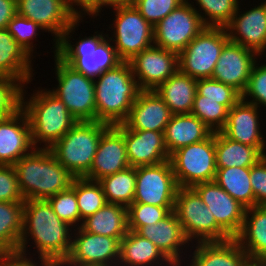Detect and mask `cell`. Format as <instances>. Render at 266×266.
Listing matches in <instances>:
<instances>
[{
    "mask_svg": "<svg viewBox=\"0 0 266 266\" xmlns=\"http://www.w3.org/2000/svg\"><path fill=\"white\" fill-rule=\"evenodd\" d=\"M73 230L54 213L47 200H25L23 229L17 252L31 256L29 250L32 246L36 256L49 260L54 266H61L71 251ZM30 240L34 245L30 244Z\"/></svg>",
    "mask_w": 266,
    "mask_h": 266,
    "instance_id": "cell-1",
    "label": "cell"
},
{
    "mask_svg": "<svg viewBox=\"0 0 266 266\" xmlns=\"http://www.w3.org/2000/svg\"><path fill=\"white\" fill-rule=\"evenodd\" d=\"M27 85L23 91L22 109L30 124L33 146L49 149L78 121L70 114L63 101L50 89L39 87L34 89L33 94L27 95Z\"/></svg>",
    "mask_w": 266,
    "mask_h": 266,
    "instance_id": "cell-2",
    "label": "cell"
},
{
    "mask_svg": "<svg viewBox=\"0 0 266 266\" xmlns=\"http://www.w3.org/2000/svg\"><path fill=\"white\" fill-rule=\"evenodd\" d=\"M83 19H77L64 32L57 42V55L76 71L86 77L96 79L104 71L115 68L122 60L104 30L95 31L93 35L80 37L78 41L73 34ZM72 36V37H71ZM71 38L76 42H72Z\"/></svg>",
    "mask_w": 266,
    "mask_h": 266,
    "instance_id": "cell-3",
    "label": "cell"
},
{
    "mask_svg": "<svg viewBox=\"0 0 266 266\" xmlns=\"http://www.w3.org/2000/svg\"><path fill=\"white\" fill-rule=\"evenodd\" d=\"M13 166L25 200H47L68 189L75 178L44 148H35Z\"/></svg>",
    "mask_w": 266,
    "mask_h": 266,
    "instance_id": "cell-4",
    "label": "cell"
},
{
    "mask_svg": "<svg viewBox=\"0 0 266 266\" xmlns=\"http://www.w3.org/2000/svg\"><path fill=\"white\" fill-rule=\"evenodd\" d=\"M96 121L109 125L123 123L142 91L129 61L104 71L94 79Z\"/></svg>",
    "mask_w": 266,
    "mask_h": 266,
    "instance_id": "cell-5",
    "label": "cell"
},
{
    "mask_svg": "<svg viewBox=\"0 0 266 266\" xmlns=\"http://www.w3.org/2000/svg\"><path fill=\"white\" fill-rule=\"evenodd\" d=\"M109 126L99 121H78L49 150L75 178H84L90 172L102 133Z\"/></svg>",
    "mask_w": 266,
    "mask_h": 266,
    "instance_id": "cell-6",
    "label": "cell"
},
{
    "mask_svg": "<svg viewBox=\"0 0 266 266\" xmlns=\"http://www.w3.org/2000/svg\"><path fill=\"white\" fill-rule=\"evenodd\" d=\"M54 53L55 76L58 82L50 91L66 105L77 121H96L94 79L86 77Z\"/></svg>",
    "mask_w": 266,
    "mask_h": 266,
    "instance_id": "cell-7",
    "label": "cell"
},
{
    "mask_svg": "<svg viewBox=\"0 0 266 266\" xmlns=\"http://www.w3.org/2000/svg\"><path fill=\"white\" fill-rule=\"evenodd\" d=\"M173 211L191 244L231 239L216 223L213 213L192 187H178Z\"/></svg>",
    "mask_w": 266,
    "mask_h": 266,
    "instance_id": "cell-8",
    "label": "cell"
},
{
    "mask_svg": "<svg viewBox=\"0 0 266 266\" xmlns=\"http://www.w3.org/2000/svg\"><path fill=\"white\" fill-rule=\"evenodd\" d=\"M111 11L116 17L106 32L122 61H129L136 54L154 45V26L147 22L131 3L117 6ZM108 31H112L111 35Z\"/></svg>",
    "mask_w": 266,
    "mask_h": 266,
    "instance_id": "cell-9",
    "label": "cell"
},
{
    "mask_svg": "<svg viewBox=\"0 0 266 266\" xmlns=\"http://www.w3.org/2000/svg\"><path fill=\"white\" fill-rule=\"evenodd\" d=\"M178 187H193L216 177L215 132L207 139L181 147L170 155Z\"/></svg>",
    "mask_w": 266,
    "mask_h": 266,
    "instance_id": "cell-10",
    "label": "cell"
},
{
    "mask_svg": "<svg viewBox=\"0 0 266 266\" xmlns=\"http://www.w3.org/2000/svg\"><path fill=\"white\" fill-rule=\"evenodd\" d=\"M229 41L224 27H205L178 54L179 71L195 79L212 78L224 45Z\"/></svg>",
    "mask_w": 266,
    "mask_h": 266,
    "instance_id": "cell-11",
    "label": "cell"
},
{
    "mask_svg": "<svg viewBox=\"0 0 266 266\" xmlns=\"http://www.w3.org/2000/svg\"><path fill=\"white\" fill-rule=\"evenodd\" d=\"M205 27L193 5L185 0L154 26V46L179 54Z\"/></svg>",
    "mask_w": 266,
    "mask_h": 266,
    "instance_id": "cell-12",
    "label": "cell"
},
{
    "mask_svg": "<svg viewBox=\"0 0 266 266\" xmlns=\"http://www.w3.org/2000/svg\"><path fill=\"white\" fill-rule=\"evenodd\" d=\"M178 185L170 160L136 167L133 203L174 207Z\"/></svg>",
    "mask_w": 266,
    "mask_h": 266,
    "instance_id": "cell-13",
    "label": "cell"
},
{
    "mask_svg": "<svg viewBox=\"0 0 266 266\" xmlns=\"http://www.w3.org/2000/svg\"><path fill=\"white\" fill-rule=\"evenodd\" d=\"M121 239L75 228L71 251L61 266H118Z\"/></svg>",
    "mask_w": 266,
    "mask_h": 266,
    "instance_id": "cell-14",
    "label": "cell"
},
{
    "mask_svg": "<svg viewBox=\"0 0 266 266\" xmlns=\"http://www.w3.org/2000/svg\"><path fill=\"white\" fill-rule=\"evenodd\" d=\"M17 14L34 21L53 37L54 50L68 27L78 18L68 0H16ZM55 42V43H54Z\"/></svg>",
    "mask_w": 266,
    "mask_h": 266,
    "instance_id": "cell-15",
    "label": "cell"
},
{
    "mask_svg": "<svg viewBox=\"0 0 266 266\" xmlns=\"http://www.w3.org/2000/svg\"><path fill=\"white\" fill-rule=\"evenodd\" d=\"M129 63L141 90H155L179 70L178 53L154 45Z\"/></svg>",
    "mask_w": 266,
    "mask_h": 266,
    "instance_id": "cell-16",
    "label": "cell"
},
{
    "mask_svg": "<svg viewBox=\"0 0 266 266\" xmlns=\"http://www.w3.org/2000/svg\"><path fill=\"white\" fill-rule=\"evenodd\" d=\"M241 2L231 22L225 27L229 41L255 52L260 58L266 52V0L253 8L240 11Z\"/></svg>",
    "mask_w": 266,
    "mask_h": 266,
    "instance_id": "cell-17",
    "label": "cell"
},
{
    "mask_svg": "<svg viewBox=\"0 0 266 266\" xmlns=\"http://www.w3.org/2000/svg\"><path fill=\"white\" fill-rule=\"evenodd\" d=\"M192 188L213 213L216 223L231 238H235L242 229L246 208L215 181L198 183Z\"/></svg>",
    "mask_w": 266,
    "mask_h": 266,
    "instance_id": "cell-18",
    "label": "cell"
},
{
    "mask_svg": "<svg viewBox=\"0 0 266 266\" xmlns=\"http://www.w3.org/2000/svg\"><path fill=\"white\" fill-rule=\"evenodd\" d=\"M136 233L155 244L174 266L185 263L191 244L174 211L155 224L140 227Z\"/></svg>",
    "mask_w": 266,
    "mask_h": 266,
    "instance_id": "cell-19",
    "label": "cell"
},
{
    "mask_svg": "<svg viewBox=\"0 0 266 266\" xmlns=\"http://www.w3.org/2000/svg\"><path fill=\"white\" fill-rule=\"evenodd\" d=\"M130 167L124 141V124L110 125L101 136L90 172L84 177L93 181Z\"/></svg>",
    "mask_w": 266,
    "mask_h": 266,
    "instance_id": "cell-20",
    "label": "cell"
},
{
    "mask_svg": "<svg viewBox=\"0 0 266 266\" xmlns=\"http://www.w3.org/2000/svg\"><path fill=\"white\" fill-rule=\"evenodd\" d=\"M258 58L261 59L255 52L228 41L221 50L212 79L230 85L242 94Z\"/></svg>",
    "mask_w": 266,
    "mask_h": 266,
    "instance_id": "cell-21",
    "label": "cell"
},
{
    "mask_svg": "<svg viewBox=\"0 0 266 266\" xmlns=\"http://www.w3.org/2000/svg\"><path fill=\"white\" fill-rule=\"evenodd\" d=\"M260 108L240 99L228 110L227 122L221 132L231 140L258 148L266 155V141L262 134ZM261 127V128H260Z\"/></svg>",
    "mask_w": 266,
    "mask_h": 266,
    "instance_id": "cell-22",
    "label": "cell"
},
{
    "mask_svg": "<svg viewBox=\"0 0 266 266\" xmlns=\"http://www.w3.org/2000/svg\"><path fill=\"white\" fill-rule=\"evenodd\" d=\"M34 149L30 124L23 109L0 119V165L13 166Z\"/></svg>",
    "mask_w": 266,
    "mask_h": 266,
    "instance_id": "cell-23",
    "label": "cell"
},
{
    "mask_svg": "<svg viewBox=\"0 0 266 266\" xmlns=\"http://www.w3.org/2000/svg\"><path fill=\"white\" fill-rule=\"evenodd\" d=\"M172 113L154 90H142L123 124L132 130L164 132Z\"/></svg>",
    "mask_w": 266,
    "mask_h": 266,
    "instance_id": "cell-24",
    "label": "cell"
},
{
    "mask_svg": "<svg viewBox=\"0 0 266 266\" xmlns=\"http://www.w3.org/2000/svg\"><path fill=\"white\" fill-rule=\"evenodd\" d=\"M124 141L130 167L155 165L170 160L164 132L132 130L124 125Z\"/></svg>",
    "mask_w": 266,
    "mask_h": 266,
    "instance_id": "cell-25",
    "label": "cell"
},
{
    "mask_svg": "<svg viewBox=\"0 0 266 266\" xmlns=\"http://www.w3.org/2000/svg\"><path fill=\"white\" fill-rule=\"evenodd\" d=\"M192 245L184 266H244L247 258V254L235 238L221 242H200Z\"/></svg>",
    "mask_w": 266,
    "mask_h": 266,
    "instance_id": "cell-26",
    "label": "cell"
},
{
    "mask_svg": "<svg viewBox=\"0 0 266 266\" xmlns=\"http://www.w3.org/2000/svg\"><path fill=\"white\" fill-rule=\"evenodd\" d=\"M213 133L192 113L172 115L164 131L166 149L171 155L177 149L203 141Z\"/></svg>",
    "mask_w": 266,
    "mask_h": 266,
    "instance_id": "cell-27",
    "label": "cell"
},
{
    "mask_svg": "<svg viewBox=\"0 0 266 266\" xmlns=\"http://www.w3.org/2000/svg\"><path fill=\"white\" fill-rule=\"evenodd\" d=\"M32 60L7 28L0 29V76L21 80L25 85L29 84L35 75Z\"/></svg>",
    "mask_w": 266,
    "mask_h": 266,
    "instance_id": "cell-28",
    "label": "cell"
},
{
    "mask_svg": "<svg viewBox=\"0 0 266 266\" xmlns=\"http://www.w3.org/2000/svg\"><path fill=\"white\" fill-rule=\"evenodd\" d=\"M118 266H174L148 239L129 230L120 240Z\"/></svg>",
    "mask_w": 266,
    "mask_h": 266,
    "instance_id": "cell-29",
    "label": "cell"
},
{
    "mask_svg": "<svg viewBox=\"0 0 266 266\" xmlns=\"http://www.w3.org/2000/svg\"><path fill=\"white\" fill-rule=\"evenodd\" d=\"M196 90L197 79L178 70L154 91L163 99L172 115H176L191 113Z\"/></svg>",
    "mask_w": 266,
    "mask_h": 266,
    "instance_id": "cell-30",
    "label": "cell"
},
{
    "mask_svg": "<svg viewBox=\"0 0 266 266\" xmlns=\"http://www.w3.org/2000/svg\"><path fill=\"white\" fill-rule=\"evenodd\" d=\"M89 233L123 238L128 229V207L106 203L95 214L82 221L80 226Z\"/></svg>",
    "mask_w": 266,
    "mask_h": 266,
    "instance_id": "cell-31",
    "label": "cell"
},
{
    "mask_svg": "<svg viewBox=\"0 0 266 266\" xmlns=\"http://www.w3.org/2000/svg\"><path fill=\"white\" fill-rule=\"evenodd\" d=\"M235 239L247 255L266 257V205L245 210L242 229Z\"/></svg>",
    "mask_w": 266,
    "mask_h": 266,
    "instance_id": "cell-32",
    "label": "cell"
},
{
    "mask_svg": "<svg viewBox=\"0 0 266 266\" xmlns=\"http://www.w3.org/2000/svg\"><path fill=\"white\" fill-rule=\"evenodd\" d=\"M217 168L252 167L265 155L256 147L242 144L215 132Z\"/></svg>",
    "mask_w": 266,
    "mask_h": 266,
    "instance_id": "cell-33",
    "label": "cell"
},
{
    "mask_svg": "<svg viewBox=\"0 0 266 266\" xmlns=\"http://www.w3.org/2000/svg\"><path fill=\"white\" fill-rule=\"evenodd\" d=\"M214 181L246 209L255 206L250 167L217 168Z\"/></svg>",
    "mask_w": 266,
    "mask_h": 266,
    "instance_id": "cell-34",
    "label": "cell"
},
{
    "mask_svg": "<svg viewBox=\"0 0 266 266\" xmlns=\"http://www.w3.org/2000/svg\"><path fill=\"white\" fill-rule=\"evenodd\" d=\"M24 202L0 201V247L5 252H16L23 229Z\"/></svg>",
    "mask_w": 266,
    "mask_h": 266,
    "instance_id": "cell-35",
    "label": "cell"
},
{
    "mask_svg": "<svg viewBox=\"0 0 266 266\" xmlns=\"http://www.w3.org/2000/svg\"><path fill=\"white\" fill-rule=\"evenodd\" d=\"M107 203L129 207L133 203L136 187V167L105 176L98 180Z\"/></svg>",
    "mask_w": 266,
    "mask_h": 266,
    "instance_id": "cell-36",
    "label": "cell"
},
{
    "mask_svg": "<svg viewBox=\"0 0 266 266\" xmlns=\"http://www.w3.org/2000/svg\"><path fill=\"white\" fill-rule=\"evenodd\" d=\"M196 6L194 5L195 3ZM189 0L206 27H226L237 11L240 0ZM198 6V7H197ZM198 8V9H197ZM203 11V12H202Z\"/></svg>",
    "mask_w": 266,
    "mask_h": 266,
    "instance_id": "cell-37",
    "label": "cell"
},
{
    "mask_svg": "<svg viewBox=\"0 0 266 266\" xmlns=\"http://www.w3.org/2000/svg\"><path fill=\"white\" fill-rule=\"evenodd\" d=\"M71 186L75 190L81 226L84 219L95 214L107 202L102 186L98 181L87 178H74Z\"/></svg>",
    "mask_w": 266,
    "mask_h": 266,
    "instance_id": "cell-38",
    "label": "cell"
},
{
    "mask_svg": "<svg viewBox=\"0 0 266 266\" xmlns=\"http://www.w3.org/2000/svg\"><path fill=\"white\" fill-rule=\"evenodd\" d=\"M191 113L213 132L221 131L227 122L228 109L223 100L204 99L196 92Z\"/></svg>",
    "mask_w": 266,
    "mask_h": 266,
    "instance_id": "cell-39",
    "label": "cell"
},
{
    "mask_svg": "<svg viewBox=\"0 0 266 266\" xmlns=\"http://www.w3.org/2000/svg\"><path fill=\"white\" fill-rule=\"evenodd\" d=\"M7 30L17 41V43L24 49V51L32 59H34L36 55H33V53H37L34 51L37 48L36 46L38 45L36 43L34 44V39L36 42L37 36L40 35L39 32H44V29L34 21L16 14L14 18L8 23Z\"/></svg>",
    "mask_w": 266,
    "mask_h": 266,
    "instance_id": "cell-40",
    "label": "cell"
},
{
    "mask_svg": "<svg viewBox=\"0 0 266 266\" xmlns=\"http://www.w3.org/2000/svg\"><path fill=\"white\" fill-rule=\"evenodd\" d=\"M25 84L18 79L0 76V119L22 109Z\"/></svg>",
    "mask_w": 266,
    "mask_h": 266,
    "instance_id": "cell-41",
    "label": "cell"
},
{
    "mask_svg": "<svg viewBox=\"0 0 266 266\" xmlns=\"http://www.w3.org/2000/svg\"><path fill=\"white\" fill-rule=\"evenodd\" d=\"M173 210L174 207L132 203L128 207V229L136 232L142 226L155 224L167 217Z\"/></svg>",
    "mask_w": 266,
    "mask_h": 266,
    "instance_id": "cell-42",
    "label": "cell"
},
{
    "mask_svg": "<svg viewBox=\"0 0 266 266\" xmlns=\"http://www.w3.org/2000/svg\"><path fill=\"white\" fill-rule=\"evenodd\" d=\"M47 201L50 203L54 213L62 221L68 223L74 229L80 227V211L75 190L72 186L53 195Z\"/></svg>",
    "mask_w": 266,
    "mask_h": 266,
    "instance_id": "cell-43",
    "label": "cell"
},
{
    "mask_svg": "<svg viewBox=\"0 0 266 266\" xmlns=\"http://www.w3.org/2000/svg\"><path fill=\"white\" fill-rule=\"evenodd\" d=\"M196 92L204 96V99L223 100V105L228 110L241 99V94L232 86L212 78L197 79Z\"/></svg>",
    "mask_w": 266,
    "mask_h": 266,
    "instance_id": "cell-44",
    "label": "cell"
},
{
    "mask_svg": "<svg viewBox=\"0 0 266 266\" xmlns=\"http://www.w3.org/2000/svg\"><path fill=\"white\" fill-rule=\"evenodd\" d=\"M257 60L252 67L249 81L241 99L247 103L266 109V63ZM266 61V60H265ZM262 106V107H261Z\"/></svg>",
    "mask_w": 266,
    "mask_h": 266,
    "instance_id": "cell-45",
    "label": "cell"
},
{
    "mask_svg": "<svg viewBox=\"0 0 266 266\" xmlns=\"http://www.w3.org/2000/svg\"><path fill=\"white\" fill-rule=\"evenodd\" d=\"M185 0H131L138 12L155 26Z\"/></svg>",
    "mask_w": 266,
    "mask_h": 266,
    "instance_id": "cell-46",
    "label": "cell"
},
{
    "mask_svg": "<svg viewBox=\"0 0 266 266\" xmlns=\"http://www.w3.org/2000/svg\"><path fill=\"white\" fill-rule=\"evenodd\" d=\"M0 201H25L19 188L17 173L12 165H0Z\"/></svg>",
    "mask_w": 266,
    "mask_h": 266,
    "instance_id": "cell-47",
    "label": "cell"
},
{
    "mask_svg": "<svg viewBox=\"0 0 266 266\" xmlns=\"http://www.w3.org/2000/svg\"><path fill=\"white\" fill-rule=\"evenodd\" d=\"M131 0H81L74 8L77 18L84 19L86 15L89 18L95 19V17L100 16L101 10L106 7L109 9L115 8L120 5L128 4Z\"/></svg>",
    "mask_w": 266,
    "mask_h": 266,
    "instance_id": "cell-48",
    "label": "cell"
},
{
    "mask_svg": "<svg viewBox=\"0 0 266 266\" xmlns=\"http://www.w3.org/2000/svg\"><path fill=\"white\" fill-rule=\"evenodd\" d=\"M250 182L256 205H266V155L250 167Z\"/></svg>",
    "mask_w": 266,
    "mask_h": 266,
    "instance_id": "cell-49",
    "label": "cell"
},
{
    "mask_svg": "<svg viewBox=\"0 0 266 266\" xmlns=\"http://www.w3.org/2000/svg\"><path fill=\"white\" fill-rule=\"evenodd\" d=\"M35 255L31 257L17 251L5 252L0 256V266H54L49 260L44 258L34 257V260L33 256Z\"/></svg>",
    "mask_w": 266,
    "mask_h": 266,
    "instance_id": "cell-50",
    "label": "cell"
},
{
    "mask_svg": "<svg viewBox=\"0 0 266 266\" xmlns=\"http://www.w3.org/2000/svg\"><path fill=\"white\" fill-rule=\"evenodd\" d=\"M17 14L16 0H0V29L7 28L8 23Z\"/></svg>",
    "mask_w": 266,
    "mask_h": 266,
    "instance_id": "cell-51",
    "label": "cell"
},
{
    "mask_svg": "<svg viewBox=\"0 0 266 266\" xmlns=\"http://www.w3.org/2000/svg\"><path fill=\"white\" fill-rule=\"evenodd\" d=\"M244 266H266V257H253L247 255Z\"/></svg>",
    "mask_w": 266,
    "mask_h": 266,
    "instance_id": "cell-52",
    "label": "cell"
},
{
    "mask_svg": "<svg viewBox=\"0 0 266 266\" xmlns=\"http://www.w3.org/2000/svg\"><path fill=\"white\" fill-rule=\"evenodd\" d=\"M74 7L81 1V0H68Z\"/></svg>",
    "mask_w": 266,
    "mask_h": 266,
    "instance_id": "cell-53",
    "label": "cell"
},
{
    "mask_svg": "<svg viewBox=\"0 0 266 266\" xmlns=\"http://www.w3.org/2000/svg\"><path fill=\"white\" fill-rule=\"evenodd\" d=\"M5 253V251L0 247V256L2 255V254H4Z\"/></svg>",
    "mask_w": 266,
    "mask_h": 266,
    "instance_id": "cell-54",
    "label": "cell"
}]
</instances>
